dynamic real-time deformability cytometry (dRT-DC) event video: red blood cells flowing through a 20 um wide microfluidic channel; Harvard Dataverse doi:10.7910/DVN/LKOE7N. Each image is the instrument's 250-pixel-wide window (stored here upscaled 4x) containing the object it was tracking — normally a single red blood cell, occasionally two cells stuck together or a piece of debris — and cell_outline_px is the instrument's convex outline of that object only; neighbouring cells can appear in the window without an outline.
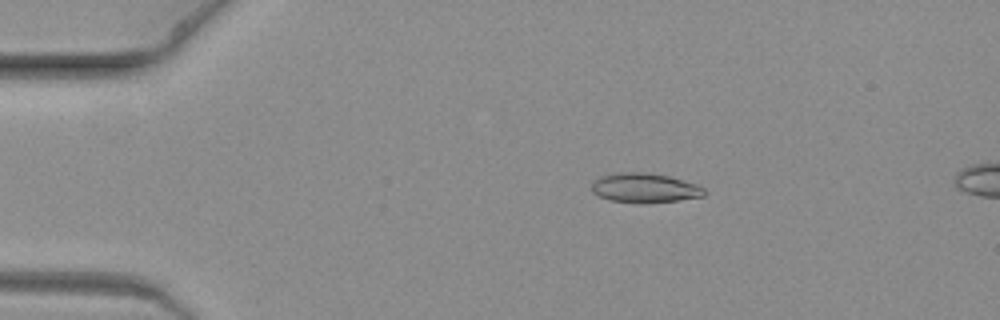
{"species": "common noctule bat (a hibernating species)", "species_latin": "Nyctalus noctula", "temperature_condition": "warm", "stored_images_in_passage": 7, "camera_frame_rate_fps": 3000, "um_per_image_px": 0.085, "animal": {"sex": "female", "body_mass_g": 19.3, "forearm_length_mm": 54.1}, "frame": {"image": 1, "passage_image": 4, "time_ms": 1.0, "image_size_px": [1000, 320], "cell_outline_px": [[708, 192], [704, 196], [676, 200], [640, 204], [608, 200], [592, 192], [592, 184], [596, 180], [604, 176], [620, 172], [640, 172], [668, 176], [696, 184], [704, 188]], "centroid_in_image_um": [54.82, 15.99], "position_along_channel_um": 30.2, "area_um2": 19.19}}